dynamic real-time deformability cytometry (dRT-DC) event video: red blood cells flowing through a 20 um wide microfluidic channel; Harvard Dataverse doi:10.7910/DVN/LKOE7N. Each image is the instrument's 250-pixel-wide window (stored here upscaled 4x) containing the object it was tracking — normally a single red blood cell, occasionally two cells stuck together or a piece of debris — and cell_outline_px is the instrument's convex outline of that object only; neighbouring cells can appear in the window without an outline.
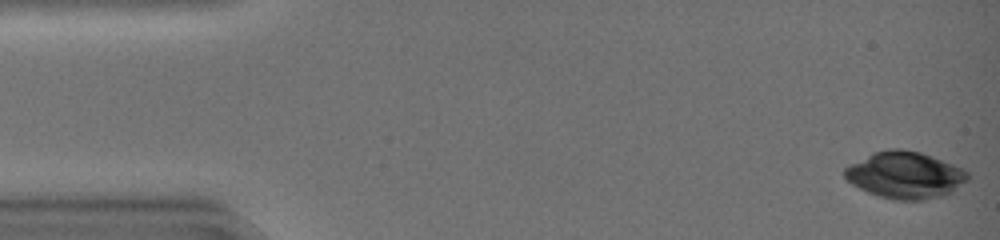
{"species": "common noctule bat (a hibernating species)", "species_latin": "Nyctalus noctula", "temperature_condition": "warm", "stored_images_in_passage": 47, "camera_frame_rate_fps": 3000, "um_per_image_px": 0.085, "animal": {"sex": "female", "body_mass_g": 19.0, "forearm_length_mm": 51.5}, "frame": {"image": 1, "passage_image": 1, "time_ms": 0.0, "image_size_px": [1000, 240], "cell_outline_px": [[968, 176], [964, 180], [944, 192], [916, 200], [896, 200], [880, 196], [848, 180], [844, 176], [844, 168], [872, 152], [888, 148], [904, 148], [920, 152], [932, 156], [952, 164], [960, 168]], "centroid_in_image_um": [76.82, 14.81], "position_along_channel_um": 8.2, "area_um2": 31.91}}
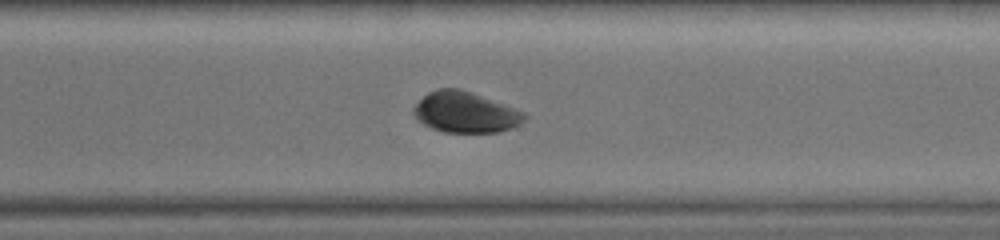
{"frame": {"image": 2, "passage_image": 34, "time_ms": 11.0, "image_size_px": [1000, 240], "cell_outline_px": [[528, 116], [520, 124], [512, 128], [500, 132], [444, 132], [432, 128], [424, 124], [412, 112], [412, 108], [428, 92], [436, 88], [460, 88], [472, 92], [524, 112]], "centroid_in_image_um": [39.56, 9.54], "position_along_channel_um": 331.0, "area_um2": 26.24}}
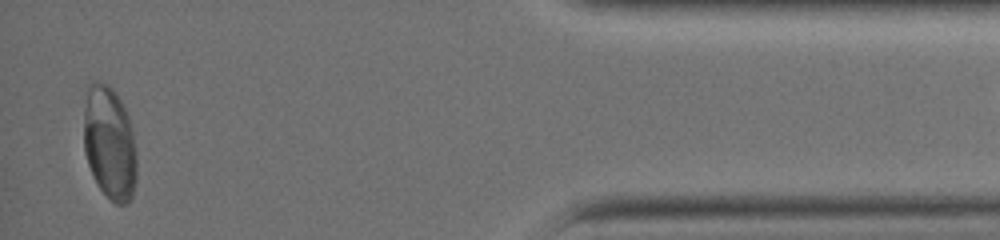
{"frame": {"image": 3, "passage_image": 45, "time_ms": 14.667, "image_size_px": [1000, 240], "cell_outline_px": [[136, 180], [132, 196], [128, 204], [116, 204], [100, 188], [88, 164], [84, 152], [84, 108], [88, 84], [92, 80], [100, 80], [108, 84], [116, 92], [128, 116], [132, 128], [136, 152]], "centroid_in_image_um": [9.31, 12.11], "position_along_channel_um": 425.9, "area_um2": 35.2}}